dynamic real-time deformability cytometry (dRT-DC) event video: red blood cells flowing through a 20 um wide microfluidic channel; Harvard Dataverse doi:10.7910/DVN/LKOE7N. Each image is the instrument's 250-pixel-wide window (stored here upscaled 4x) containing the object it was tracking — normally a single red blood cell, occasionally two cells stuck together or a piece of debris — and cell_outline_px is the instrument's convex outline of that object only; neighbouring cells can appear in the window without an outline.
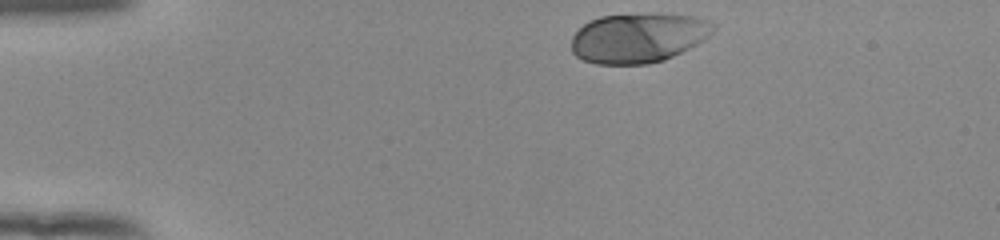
{"species": "human", "species_latin": "Homo sapiens", "temperature_condition": "room temperature", "stored_images_in_passage": 36, "camera_frame_rate_fps": 3000, "um_per_image_px": 0.085, "donor": {"sex": "female"}, "frame": {"image": 1, "passage_image": 1, "time_ms": 0.0, "image_size_px": [1000, 240], "cell_outline_px": [[716, 28], [704, 40], [664, 60], [648, 64], [596, 64], [584, 60], [576, 56], [572, 52], [572, 36], [588, 20], [600, 16], [696, 16], [708, 20], [716, 24]], "centroid_in_image_um": [54.23, 3.25], "position_along_channel_um": 30.8, "area_um2": 40.17}}
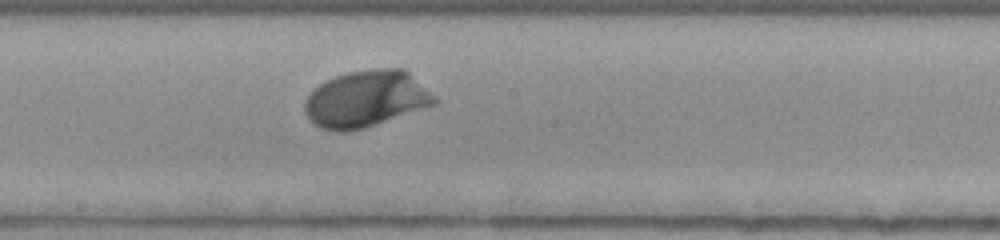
{"frame": {"image": 2, "passage_image": 21, "time_ms": 6.667, "image_size_px": [1000, 240], "cell_outline_px": [[440, 100], [436, 104], [364, 128], [344, 132], [340, 132], [320, 128], [304, 112], [304, 104], [308, 96], [320, 84], [336, 76], [348, 72], [376, 68], [404, 68], [436, 96]], "centroid_in_image_um": [31.15, 8.4], "position_along_channel_um": 217.1, "area_um2": 42.48}}
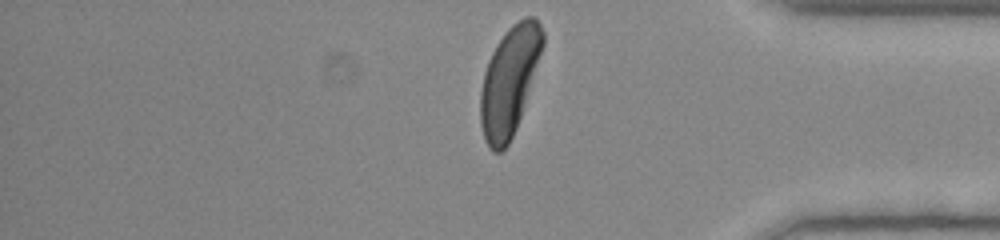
{"frame": {"image": 3, "passage_image": 36, "time_ms": 11.667, "image_size_px": [1000, 240], "cell_outline_px": [[544, 44], [516, 128], [508, 144], [500, 152], [492, 152], [488, 148], [484, 140], [480, 124], [480, 92], [484, 72], [488, 60], [496, 44], [508, 28], [512, 24], [524, 16], [532, 16], [540, 24], [544, 32]], "centroid_in_image_um": [43.27, 6.88], "position_along_channel_um": 391.9, "area_um2": 39.13}, "authors_computed_cell_mechanics": {"area_um2": 40.1421, "velocity_mm_per_s": 3.8164, "shape_relaxation_time_tau1_ms": 2.5705, "shape_relaxation_time_tau2_ms": null, "deformation_change_tau1": 0.1906, "deformation_change_tau2": null}}